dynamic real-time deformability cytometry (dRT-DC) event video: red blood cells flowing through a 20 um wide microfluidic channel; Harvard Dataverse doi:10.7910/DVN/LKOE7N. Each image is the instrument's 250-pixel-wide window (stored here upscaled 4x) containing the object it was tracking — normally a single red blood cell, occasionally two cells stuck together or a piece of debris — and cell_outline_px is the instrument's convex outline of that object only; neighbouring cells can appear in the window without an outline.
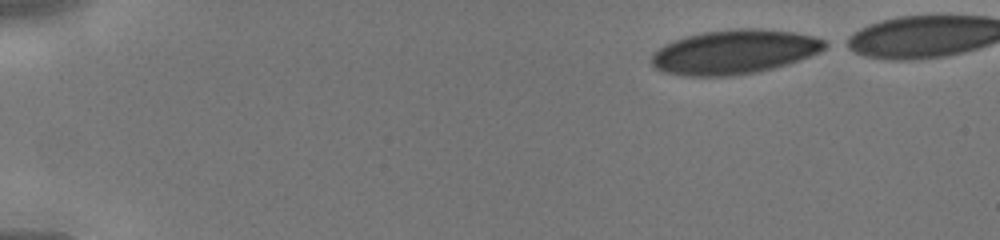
{"species": "human", "species_latin": "Homo sapiens", "temperature_condition": "cold", "stored_images_in_passage": 38, "camera_frame_rate_fps": 3000, "um_per_image_px": 0.085, "donor": {"sex": "male"}, "frame": {"image": 1, "passage_image": 1, "time_ms": 0.0, "image_size_px": [1000, 240], "cell_outline_px": [[832, 44], [820, 52], [788, 64], [756, 72], [732, 76], [684, 76], [664, 72], [656, 68], [648, 60], [652, 52], [664, 44], [672, 40], [704, 32], [736, 28], [760, 28], [792, 32], [812, 36], [824, 40]], "centroid_in_image_um": [62.4, 4.41], "position_along_channel_um": 22.6, "area_um2": 45.03}}
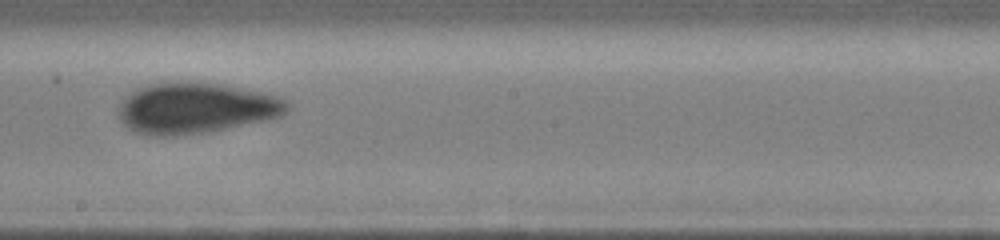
{"frame": {"image": 2, "passage_image": 22, "time_ms": 7.0, "image_size_px": [1000, 240], "cell_outline_px": [[292, 108], [288, 112], [280, 116], [268, 120], [204, 132], [164, 136], [156, 136], [136, 132], [128, 128], [120, 120], [116, 112], [120, 104], [136, 88], [148, 84], [216, 84], [240, 88], [280, 96], [288, 100]], "centroid_in_image_um": [16.68, 9.21], "position_along_channel_um": 231.5, "area_um2": 49.13}}
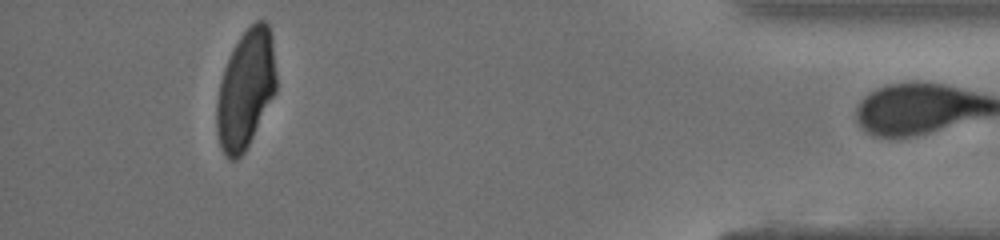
{"frame": {"image": 3, "passage_image": 37, "time_ms": 12.0, "image_size_px": [1000, 240], "cell_outline_px": [[276, 92], [244, 152], [236, 160], [232, 160], [224, 156], [220, 144], [216, 128], [216, 104], [220, 80], [224, 68], [240, 36], [256, 20], [264, 20], [268, 24], [272, 36], [276, 72]], "centroid_in_image_um": [20.88, 7.59], "position_along_channel_um": 414.3, "area_um2": 40.98}}